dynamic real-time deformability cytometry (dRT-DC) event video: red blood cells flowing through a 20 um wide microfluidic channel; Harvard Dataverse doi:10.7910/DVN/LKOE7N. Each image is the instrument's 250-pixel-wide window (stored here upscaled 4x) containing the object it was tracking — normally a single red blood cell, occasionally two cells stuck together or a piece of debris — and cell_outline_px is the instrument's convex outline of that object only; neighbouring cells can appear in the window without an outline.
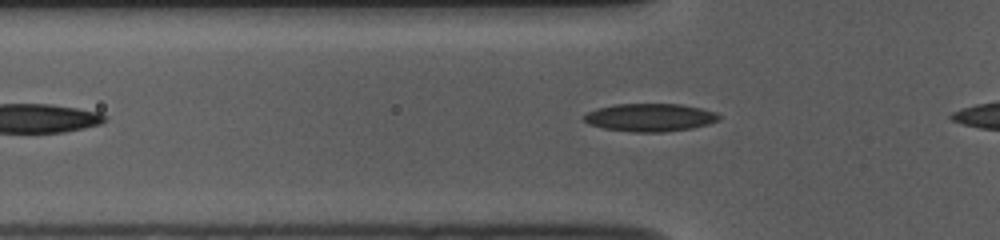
{"species": "common noctule bat (a hibernating species)", "species_latin": "Nyctalus noctula", "temperature_condition": "room temperature", "stored_images_in_passage": 20, "camera_frame_rate_fps": 3000, "um_per_image_px": 0.085, "animal": {"sex": "female", "body_mass_g": 10.0, "forearm_length_mm": 53.1}, "frame": {"image": 1, "passage_image": 7, "time_ms": 2.0, "image_size_px": [1000, 240], "cell_outline_px": [[720, 120], [708, 124], [692, 128], [664, 132], [632, 132], [604, 128], [588, 124], [580, 116], [596, 108], [616, 104], [680, 104], [700, 108], [716, 112], [720, 116]], "centroid_in_image_um": [55.23, 9.98], "position_along_channel_um": 70.6, "area_um2": 22.08}}
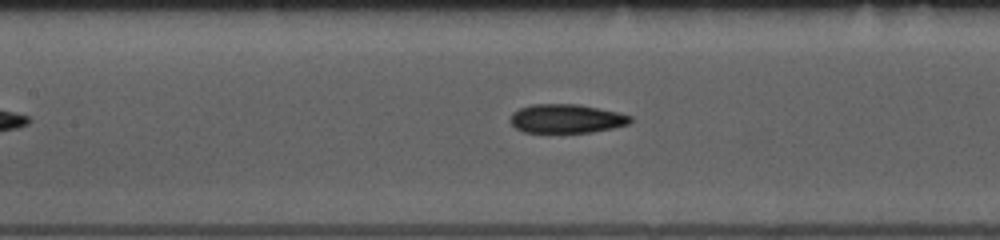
{"frame": {"image": 2, "passage_image": 14, "time_ms": 4.333, "image_size_px": [1000, 240], "cell_outline_px": [[632, 120], [628, 124], [612, 128], [592, 132], [524, 132], [516, 128], [508, 120], [512, 112], [520, 108], [532, 104], [576, 104], [616, 112], [632, 116]], "centroid_in_image_um": [48.1, 10.08], "position_along_channel_um": 159.3, "area_um2": 20.06}}
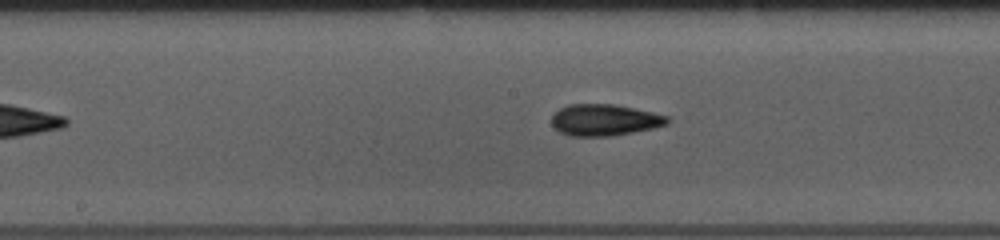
{"frame": {"image": 3, "passage_image": 17, "time_ms": 5.333, "image_size_px": [1000, 240], "cell_outline_px": [[672, 120], [668, 124], [652, 128], [612, 136], [568, 136], [560, 132], [552, 124], [552, 116], [560, 108], [568, 104], [616, 104], [652, 112], [668, 116]], "centroid_in_image_um": [51.4, 10.19], "position_along_channel_um": 196.8, "area_um2": 21.27}}